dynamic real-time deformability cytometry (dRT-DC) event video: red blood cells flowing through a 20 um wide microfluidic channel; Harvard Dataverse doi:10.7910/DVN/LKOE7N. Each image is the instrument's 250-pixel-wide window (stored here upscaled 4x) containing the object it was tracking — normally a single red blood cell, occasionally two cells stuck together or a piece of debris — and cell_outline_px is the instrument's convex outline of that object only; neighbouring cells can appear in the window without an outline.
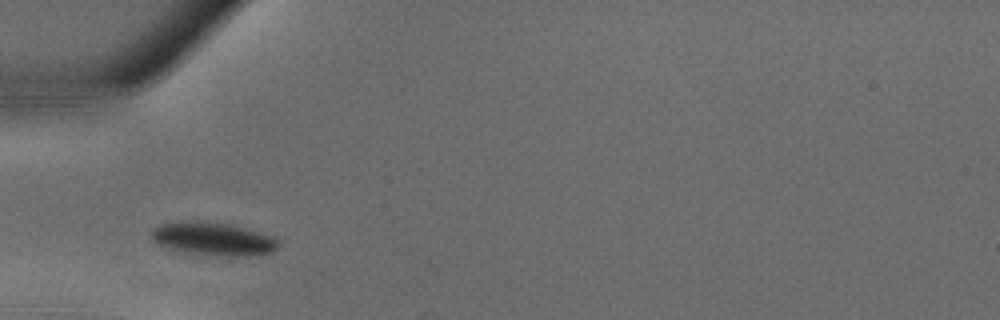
{"species": "common noctule bat (a hibernating species)", "species_latin": "Nyctalus noctula", "temperature_condition": "warm", "stored_images_in_passage": 25, "camera_frame_rate_fps": 3000, "um_per_image_px": 0.085, "animal": {"sex": "male", "body_mass_g": 18.8}, "frame": {"image": 1, "passage_image": 1, "time_ms": 0.0, "image_size_px": [1000, 320], "cell_outline_px": [[280, 244], [272, 252], [260, 256], [216, 256], [184, 252], [168, 248], [156, 244], [152, 240], [152, 228], [160, 224], [176, 220], [200, 220], [232, 224], [248, 228], [276, 236]], "centroid_in_image_um": [18.14, 20.29], "position_along_channel_um": 66.9, "area_um2": 25.49}}
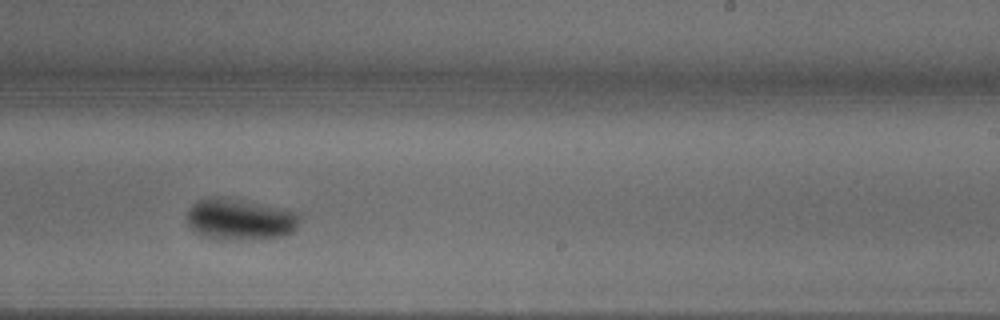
{"frame": {"image": 2, "passage_image": 12, "time_ms": 3.667, "image_size_px": [1000, 320], "cell_outline_px": [[300, 220], [296, 228], [292, 232], [284, 236], [220, 240], [216, 240], [200, 236], [188, 224], [188, 208], [196, 200], [212, 196], [224, 196], [284, 208], [300, 212]], "centroid_in_image_um": [20.39, 18.62], "position_along_channel_um": 268.6, "area_um2": 27.57}}
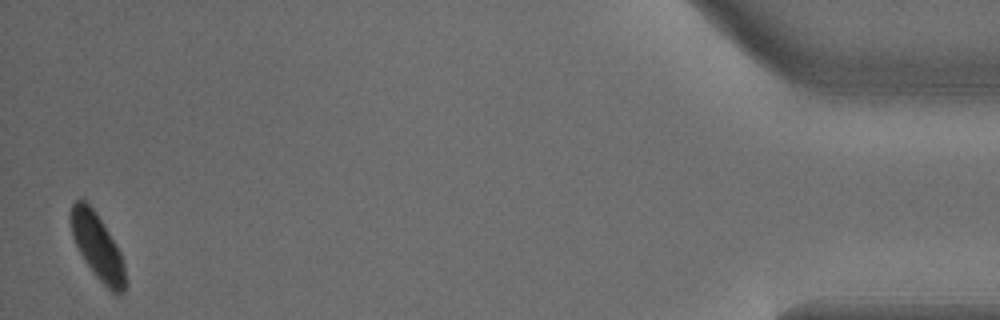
{"frame": {"image": 3, "passage_image": 25, "time_ms": 8.0, "image_size_px": [1000, 320], "cell_outline_px": [[128, 284], [124, 292], [120, 296], [116, 296], [96, 276], [84, 260], [72, 236], [68, 216], [72, 204], [76, 200], [84, 200], [92, 208], [116, 244], [120, 252], [124, 264]], "centroid_in_image_um": [8.3, 21.02], "position_along_channel_um": 426.9, "area_um2": 20.98}}